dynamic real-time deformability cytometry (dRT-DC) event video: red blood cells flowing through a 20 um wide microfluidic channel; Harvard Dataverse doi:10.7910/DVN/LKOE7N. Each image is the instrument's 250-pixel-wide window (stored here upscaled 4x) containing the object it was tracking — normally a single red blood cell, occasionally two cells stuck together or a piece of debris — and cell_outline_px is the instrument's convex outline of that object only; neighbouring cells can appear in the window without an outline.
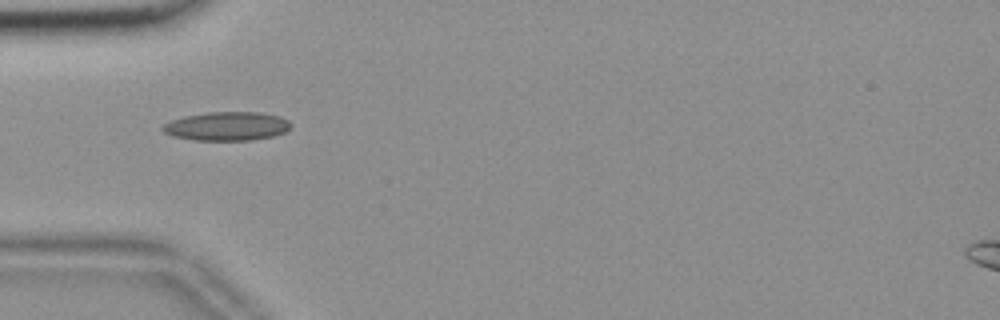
{"species": "common noctule bat (a hibernating species)", "species_latin": "Nyctalus noctula", "temperature_condition": "room temperature", "stored_images_in_passage": 10, "camera_frame_rate_fps": 3000, "um_per_image_px": 0.085, "animal": {"sex": "female", "body_mass_g": 18.4}, "frame": {"image": 1, "passage_image": 2, "time_ms": 0.333, "image_size_px": [1000, 320], "cell_outline_px": [[292, 124], [284, 132], [272, 136], [252, 140], [196, 140], [172, 136], [164, 132], [160, 128], [164, 124], [172, 120], [184, 116], [208, 112], [260, 112], [280, 116], [288, 120]], "centroid_in_image_um": [19.28, 10.72], "position_along_channel_um": 65.7, "area_um2": 21.44}}